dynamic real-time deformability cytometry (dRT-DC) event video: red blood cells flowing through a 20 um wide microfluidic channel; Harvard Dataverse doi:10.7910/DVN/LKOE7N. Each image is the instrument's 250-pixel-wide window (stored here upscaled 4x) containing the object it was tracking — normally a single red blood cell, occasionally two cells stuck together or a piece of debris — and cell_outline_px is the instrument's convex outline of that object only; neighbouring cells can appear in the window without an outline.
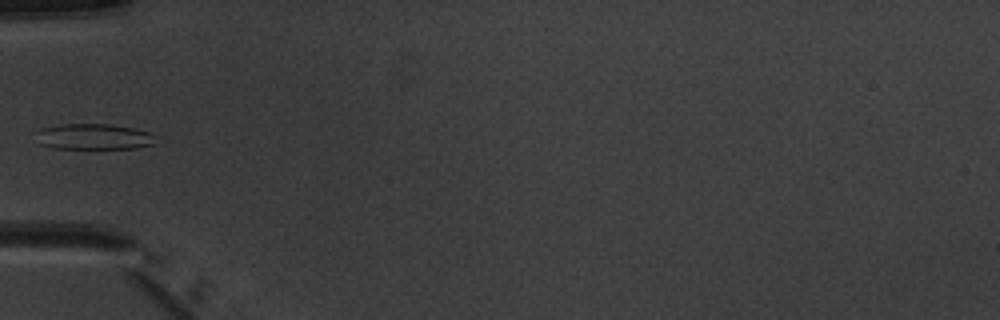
{"species": "common noctule bat (a hibernating species)", "species_latin": "Nyctalus noctula", "temperature_condition": "warm", "stored_images_in_passage": 6, "camera_frame_rate_fps": 3000, "um_per_image_px": 0.085, "animal": {"sex": "male", "body_mass_g": 20.1, "forearm_length_mm": 53.5}, "frame": {"image": 1, "passage_image": 5, "time_ms": 5.0, "image_size_px": [1000, 320], "cell_outline_px": [[152, 144], [136, 148], [52, 148], [40, 144], [32, 132], [40, 128], [60, 124], [108, 124], [132, 128], [152, 132]], "centroid_in_image_um": [7.85, 11.61], "position_along_channel_um": 77.2, "area_um2": 17.98}}
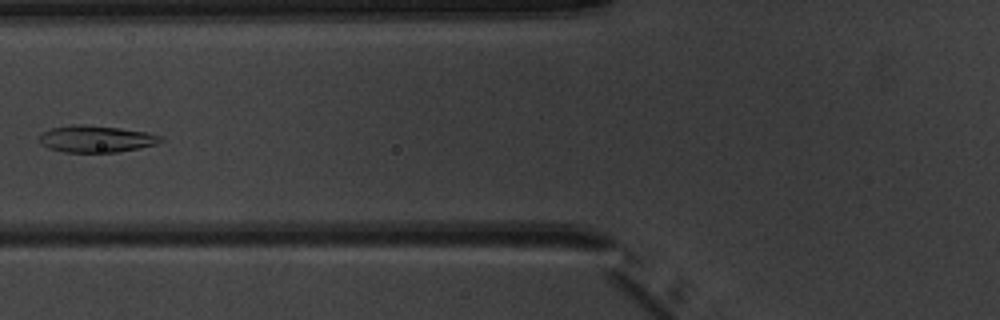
{"frame": {"image": 2, "passage_image": 6, "time_ms": 6.0, "image_size_px": [1000, 320], "cell_outline_px": [[164, 140], [156, 144], [140, 148], [116, 152], [64, 152], [48, 148], [40, 144], [40, 136], [44, 132], [52, 128], [72, 124], [84, 124], [120, 128], [144, 132], [164, 136]], "centroid_in_image_um": [8.19, 11.81], "position_along_channel_um": 117.6, "area_um2": 18.96}}